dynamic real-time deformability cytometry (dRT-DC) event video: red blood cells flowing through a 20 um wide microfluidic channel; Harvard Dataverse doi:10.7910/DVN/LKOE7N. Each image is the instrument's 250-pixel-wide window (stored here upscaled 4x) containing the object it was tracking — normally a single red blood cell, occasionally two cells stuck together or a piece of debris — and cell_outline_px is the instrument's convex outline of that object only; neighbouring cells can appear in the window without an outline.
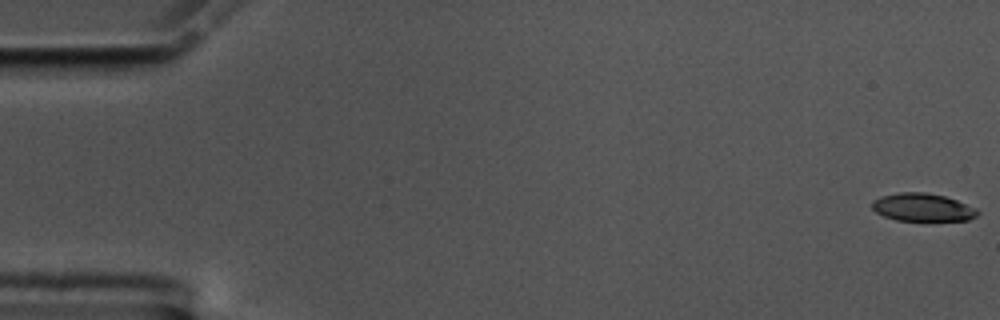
{"species": "common noctule bat (a hibernating species)", "species_latin": "Nyctalus noctula", "temperature_condition": "cold", "stored_images_in_passage": 57, "camera_frame_rate_fps": 3000, "um_per_image_px": 0.085, "animal": {"sex": "male", "body_mass_g": 17.5, "forearm_length_mm": 52.3}, "frame": {"image": 1, "passage_image": 1, "time_ms": 0.0, "image_size_px": [1000, 320], "cell_outline_px": [[980, 212], [976, 216], [968, 220], [896, 220], [884, 216], [876, 212], [872, 208], [872, 200], [880, 196], [900, 192], [924, 192], [944, 196], [956, 200], [976, 208]], "centroid_in_image_um": [78.4, 17.61], "position_along_channel_um": 6.6, "area_um2": 17.05}}
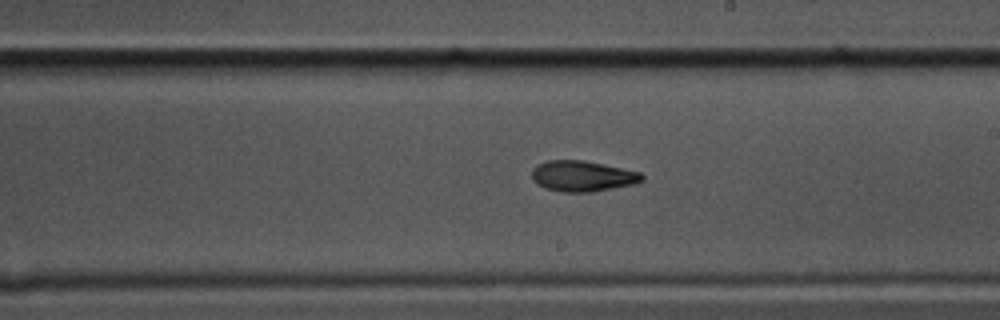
{"frame": {"image": 2, "passage_image": 33, "time_ms": 10.667, "image_size_px": [1000, 320], "cell_outline_px": [[644, 180], [632, 184], [592, 192], [564, 192], [544, 188], [536, 184], [532, 180], [532, 168], [536, 164], [548, 160], [584, 160], [604, 164], [640, 172], [644, 176]], "centroid_in_image_um": [49.47, 14.96], "position_along_channel_um": 239.5, "area_um2": 19.83}}
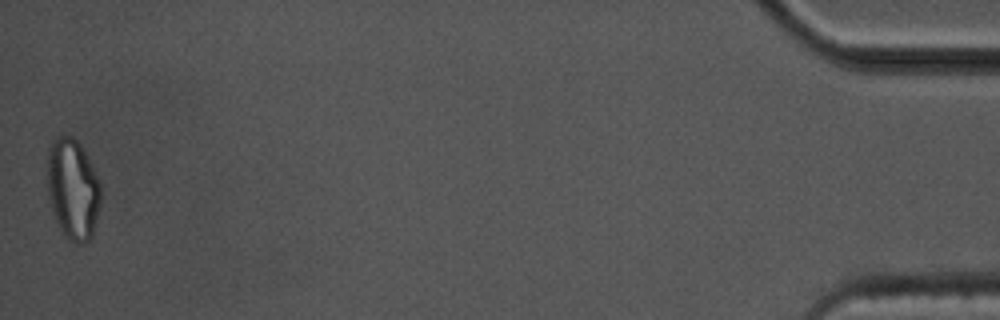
{"frame": {"image": 3, "passage_image": 57, "time_ms": 18.667, "image_size_px": [1000, 320], "cell_outline_px": [[100, 204], [92, 236], [84, 244], [76, 244], [64, 236], [52, 212], [48, 192], [48, 148], [52, 140], [56, 136], [72, 136], [80, 144], [100, 184]], "centroid_in_image_um": [6.17, 16.09], "position_along_channel_um": 429.0, "area_um2": 31.1}, "authors_computed_cell_mechanics": {"area_um2": 19.3052, "velocity_mm_per_s": 3.5517, "shape_relaxation_time_tau1_ms": 5.1911, "shape_relaxation_time_tau2_ms": 3.7006, "deformation_change_tau1": 0.1806, "deformation_change_tau2": 0.1131}}